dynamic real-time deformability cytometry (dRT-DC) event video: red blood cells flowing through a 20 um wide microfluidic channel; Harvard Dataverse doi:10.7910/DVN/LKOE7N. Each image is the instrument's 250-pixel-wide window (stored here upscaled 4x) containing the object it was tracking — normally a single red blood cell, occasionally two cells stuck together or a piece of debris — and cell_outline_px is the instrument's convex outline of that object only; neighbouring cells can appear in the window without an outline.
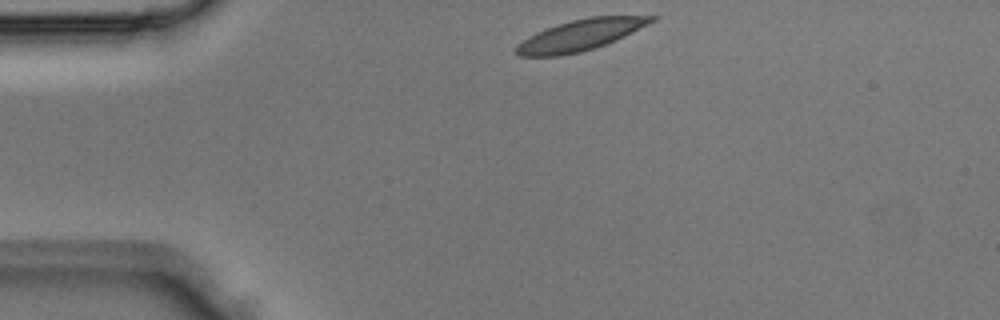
{"species": "Egyptian fruit bat (a non-hibernating species)", "species_latin": "Rousettus aegyptiacus", "temperature_condition": "room temperature", "stored_images_in_passage": 3, "camera_frame_rate_fps": 3000, "um_per_image_px": 0.085, "animal": {"sex": "male"}, "frame": {"image": 1, "passage_image": 1, "time_ms": 0.0, "image_size_px": [1000, 320], "cell_outline_px": [[660, 16], [656, 20], [616, 40], [580, 52], [560, 56], [520, 56], [512, 52], [516, 44], [528, 36], [536, 32], [572, 20], [588, 16]], "centroid_in_image_um": [49.28, 2.99], "position_along_channel_um": 35.7, "area_um2": 24.28}}
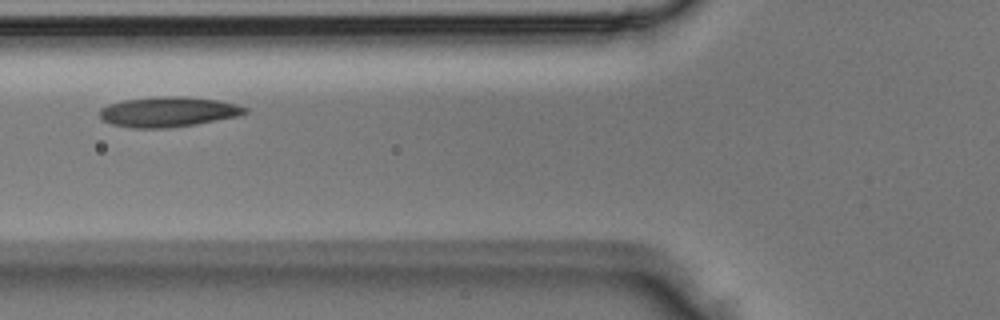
{"frame": {"image": 2, "passage_image": 3, "time_ms": 0.667, "image_size_px": [1000, 320], "cell_outline_px": [[248, 112], [244, 116], [196, 124], [164, 128], [132, 128], [112, 124], [104, 120], [100, 116], [100, 108], [108, 104], [124, 100], [156, 96], [184, 96], [216, 100], [236, 104], [248, 108]], "centroid_in_image_um": [14.35, 9.5], "position_along_channel_um": 111.5, "area_um2": 25.72}}